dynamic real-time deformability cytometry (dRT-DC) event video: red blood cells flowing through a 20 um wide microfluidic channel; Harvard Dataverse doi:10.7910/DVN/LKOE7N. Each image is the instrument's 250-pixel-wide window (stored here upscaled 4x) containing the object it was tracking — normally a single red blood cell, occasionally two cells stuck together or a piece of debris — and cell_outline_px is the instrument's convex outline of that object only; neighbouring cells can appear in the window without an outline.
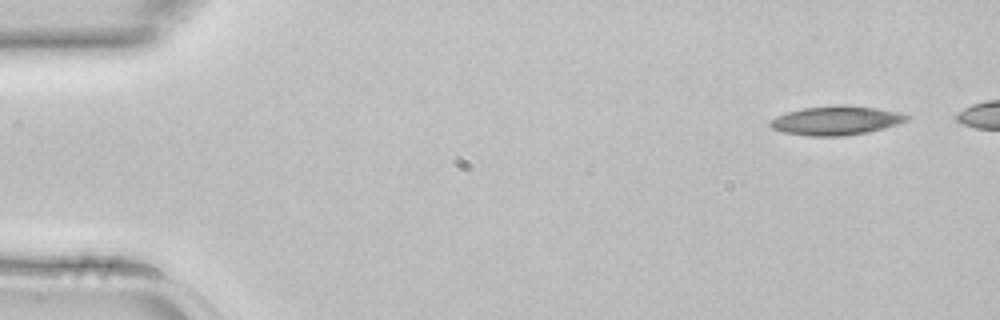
{"species": "common noctule bat (a hibernating species)", "species_latin": "Nyctalus noctula", "temperature_condition": "room temperature", "stored_images_in_passage": 4, "camera_frame_rate_fps": 3000, "um_per_image_px": 0.085, "animal": {"sex": "female", "body_mass_g": 22.7, "forearm_length_mm": 54.2}, "frame": {"image": 1, "passage_image": 1, "time_ms": 0.0, "image_size_px": [1000, 320], "cell_outline_px": [[912, 116], [908, 120], [884, 128], [868, 132], [844, 136], [808, 136], [784, 132], [772, 128], [768, 124], [768, 120], [776, 116], [788, 112], [804, 108], [836, 104], [876, 108], [900, 112]], "centroid_in_image_um": [71.06, 10.24], "position_along_channel_um": 13.9, "area_um2": 23.18}}